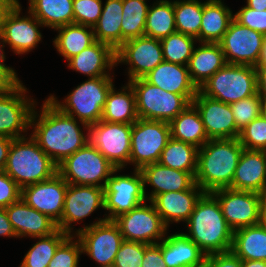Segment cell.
<instances>
[{
  "label": "cell",
  "mask_w": 266,
  "mask_h": 267,
  "mask_svg": "<svg viewBox=\"0 0 266 267\" xmlns=\"http://www.w3.org/2000/svg\"><path fill=\"white\" fill-rule=\"evenodd\" d=\"M203 95L231 104L258 93L253 66L226 63L199 89Z\"/></svg>",
  "instance_id": "cell-6"
},
{
  "label": "cell",
  "mask_w": 266,
  "mask_h": 267,
  "mask_svg": "<svg viewBox=\"0 0 266 267\" xmlns=\"http://www.w3.org/2000/svg\"><path fill=\"white\" fill-rule=\"evenodd\" d=\"M141 267H167L162 250L157 244L149 245L145 249Z\"/></svg>",
  "instance_id": "cell-52"
},
{
  "label": "cell",
  "mask_w": 266,
  "mask_h": 267,
  "mask_svg": "<svg viewBox=\"0 0 266 267\" xmlns=\"http://www.w3.org/2000/svg\"><path fill=\"white\" fill-rule=\"evenodd\" d=\"M231 189L266 193V151L243 149Z\"/></svg>",
  "instance_id": "cell-23"
},
{
  "label": "cell",
  "mask_w": 266,
  "mask_h": 267,
  "mask_svg": "<svg viewBox=\"0 0 266 267\" xmlns=\"http://www.w3.org/2000/svg\"><path fill=\"white\" fill-rule=\"evenodd\" d=\"M102 8L101 0H73L74 23L94 27Z\"/></svg>",
  "instance_id": "cell-47"
},
{
  "label": "cell",
  "mask_w": 266,
  "mask_h": 267,
  "mask_svg": "<svg viewBox=\"0 0 266 267\" xmlns=\"http://www.w3.org/2000/svg\"><path fill=\"white\" fill-rule=\"evenodd\" d=\"M260 224L266 231V200L264 199L262 209H261V218H260Z\"/></svg>",
  "instance_id": "cell-59"
},
{
  "label": "cell",
  "mask_w": 266,
  "mask_h": 267,
  "mask_svg": "<svg viewBox=\"0 0 266 267\" xmlns=\"http://www.w3.org/2000/svg\"><path fill=\"white\" fill-rule=\"evenodd\" d=\"M115 169L90 142L58 165V173L68 184L103 188Z\"/></svg>",
  "instance_id": "cell-8"
},
{
  "label": "cell",
  "mask_w": 266,
  "mask_h": 267,
  "mask_svg": "<svg viewBox=\"0 0 266 267\" xmlns=\"http://www.w3.org/2000/svg\"><path fill=\"white\" fill-rule=\"evenodd\" d=\"M233 18L239 24L266 36V10L256 11L245 6L233 15Z\"/></svg>",
  "instance_id": "cell-48"
},
{
  "label": "cell",
  "mask_w": 266,
  "mask_h": 267,
  "mask_svg": "<svg viewBox=\"0 0 266 267\" xmlns=\"http://www.w3.org/2000/svg\"><path fill=\"white\" fill-rule=\"evenodd\" d=\"M239 142L247 150L266 151V121L260 115L240 131Z\"/></svg>",
  "instance_id": "cell-44"
},
{
  "label": "cell",
  "mask_w": 266,
  "mask_h": 267,
  "mask_svg": "<svg viewBox=\"0 0 266 267\" xmlns=\"http://www.w3.org/2000/svg\"><path fill=\"white\" fill-rule=\"evenodd\" d=\"M68 183L57 172L51 178L21 189V199L33 209L49 216L58 223L61 220Z\"/></svg>",
  "instance_id": "cell-17"
},
{
  "label": "cell",
  "mask_w": 266,
  "mask_h": 267,
  "mask_svg": "<svg viewBox=\"0 0 266 267\" xmlns=\"http://www.w3.org/2000/svg\"><path fill=\"white\" fill-rule=\"evenodd\" d=\"M167 267H197L205 262L206 255L184 233H175L158 242Z\"/></svg>",
  "instance_id": "cell-27"
},
{
  "label": "cell",
  "mask_w": 266,
  "mask_h": 267,
  "mask_svg": "<svg viewBox=\"0 0 266 267\" xmlns=\"http://www.w3.org/2000/svg\"><path fill=\"white\" fill-rule=\"evenodd\" d=\"M152 85L164 91L180 95H196L197 87L192 83L188 66L161 62L143 77Z\"/></svg>",
  "instance_id": "cell-28"
},
{
  "label": "cell",
  "mask_w": 266,
  "mask_h": 267,
  "mask_svg": "<svg viewBox=\"0 0 266 267\" xmlns=\"http://www.w3.org/2000/svg\"><path fill=\"white\" fill-rule=\"evenodd\" d=\"M0 40H1V42H4L3 41V37H2V35H0ZM0 42V43H1ZM2 47H5V45H1L0 44V61H5V55L3 54L4 52H3V50L1 49Z\"/></svg>",
  "instance_id": "cell-62"
},
{
  "label": "cell",
  "mask_w": 266,
  "mask_h": 267,
  "mask_svg": "<svg viewBox=\"0 0 266 267\" xmlns=\"http://www.w3.org/2000/svg\"><path fill=\"white\" fill-rule=\"evenodd\" d=\"M257 64H266V38H265V41H264V45H263V47L261 49L260 56H259Z\"/></svg>",
  "instance_id": "cell-60"
},
{
  "label": "cell",
  "mask_w": 266,
  "mask_h": 267,
  "mask_svg": "<svg viewBox=\"0 0 266 267\" xmlns=\"http://www.w3.org/2000/svg\"><path fill=\"white\" fill-rule=\"evenodd\" d=\"M266 36L239 24L234 18L219 42L226 63L255 67Z\"/></svg>",
  "instance_id": "cell-15"
},
{
  "label": "cell",
  "mask_w": 266,
  "mask_h": 267,
  "mask_svg": "<svg viewBox=\"0 0 266 267\" xmlns=\"http://www.w3.org/2000/svg\"><path fill=\"white\" fill-rule=\"evenodd\" d=\"M243 149L238 138L209 139L198 150L195 183L205 193L231 188Z\"/></svg>",
  "instance_id": "cell-2"
},
{
  "label": "cell",
  "mask_w": 266,
  "mask_h": 267,
  "mask_svg": "<svg viewBox=\"0 0 266 267\" xmlns=\"http://www.w3.org/2000/svg\"><path fill=\"white\" fill-rule=\"evenodd\" d=\"M164 61L160 40L142 36L125 41L116 50V64H129V81L143 78Z\"/></svg>",
  "instance_id": "cell-16"
},
{
  "label": "cell",
  "mask_w": 266,
  "mask_h": 267,
  "mask_svg": "<svg viewBox=\"0 0 266 267\" xmlns=\"http://www.w3.org/2000/svg\"><path fill=\"white\" fill-rule=\"evenodd\" d=\"M36 114L33 108L30 127L35 125V130L31 137L57 165L89 142V134L84 136L76 118L62 112L49 98L43 103L38 122Z\"/></svg>",
  "instance_id": "cell-1"
},
{
  "label": "cell",
  "mask_w": 266,
  "mask_h": 267,
  "mask_svg": "<svg viewBox=\"0 0 266 267\" xmlns=\"http://www.w3.org/2000/svg\"><path fill=\"white\" fill-rule=\"evenodd\" d=\"M235 125L239 131L261 115L262 99L259 94L230 104Z\"/></svg>",
  "instance_id": "cell-43"
},
{
  "label": "cell",
  "mask_w": 266,
  "mask_h": 267,
  "mask_svg": "<svg viewBox=\"0 0 266 267\" xmlns=\"http://www.w3.org/2000/svg\"><path fill=\"white\" fill-rule=\"evenodd\" d=\"M205 263L209 267H242V261L231 251L208 255Z\"/></svg>",
  "instance_id": "cell-50"
},
{
  "label": "cell",
  "mask_w": 266,
  "mask_h": 267,
  "mask_svg": "<svg viewBox=\"0 0 266 267\" xmlns=\"http://www.w3.org/2000/svg\"><path fill=\"white\" fill-rule=\"evenodd\" d=\"M149 244L123 241L115 256L114 267H141L145 249Z\"/></svg>",
  "instance_id": "cell-46"
},
{
  "label": "cell",
  "mask_w": 266,
  "mask_h": 267,
  "mask_svg": "<svg viewBox=\"0 0 266 267\" xmlns=\"http://www.w3.org/2000/svg\"><path fill=\"white\" fill-rule=\"evenodd\" d=\"M21 7L17 2L4 19L2 37L14 53L24 54L37 46L42 35L38 30L43 24L30 12V17H20Z\"/></svg>",
  "instance_id": "cell-21"
},
{
  "label": "cell",
  "mask_w": 266,
  "mask_h": 267,
  "mask_svg": "<svg viewBox=\"0 0 266 267\" xmlns=\"http://www.w3.org/2000/svg\"><path fill=\"white\" fill-rule=\"evenodd\" d=\"M5 210L17 237H45L58 230L55 221L27 205L21 198Z\"/></svg>",
  "instance_id": "cell-22"
},
{
  "label": "cell",
  "mask_w": 266,
  "mask_h": 267,
  "mask_svg": "<svg viewBox=\"0 0 266 267\" xmlns=\"http://www.w3.org/2000/svg\"><path fill=\"white\" fill-rule=\"evenodd\" d=\"M191 103L198 110L209 139L239 137L230 104L209 98L199 90Z\"/></svg>",
  "instance_id": "cell-20"
},
{
  "label": "cell",
  "mask_w": 266,
  "mask_h": 267,
  "mask_svg": "<svg viewBox=\"0 0 266 267\" xmlns=\"http://www.w3.org/2000/svg\"><path fill=\"white\" fill-rule=\"evenodd\" d=\"M68 236V233L58 229L51 235L38 237L39 241L24 256L20 267H48L57 248Z\"/></svg>",
  "instance_id": "cell-41"
},
{
  "label": "cell",
  "mask_w": 266,
  "mask_h": 267,
  "mask_svg": "<svg viewBox=\"0 0 266 267\" xmlns=\"http://www.w3.org/2000/svg\"><path fill=\"white\" fill-rule=\"evenodd\" d=\"M204 193L195 183L189 190L161 193L151 202L168 227L170 221L176 223L179 221L187 222L193 213L197 201Z\"/></svg>",
  "instance_id": "cell-25"
},
{
  "label": "cell",
  "mask_w": 266,
  "mask_h": 267,
  "mask_svg": "<svg viewBox=\"0 0 266 267\" xmlns=\"http://www.w3.org/2000/svg\"><path fill=\"white\" fill-rule=\"evenodd\" d=\"M202 44L201 47L193 49L187 65L190 79L197 89L226 64L219 43Z\"/></svg>",
  "instance_id": "cell-29"
},
{
  "label": "cell",
  "mask_w": 266,
  "mask_h": 267,
  "mask_svg": "<svg viewBox=\"0 0 266 267\" xmlns=\"http://www.w3.org/2000/svg\"><path fill=\"white\" fill-rule=\"evenodd\" d=\"M174 32H176V24L173 2L160 0L155 6L149 7L145 36L161 40Z\"/></svg>",
  "instance_id": "cell-38"
},
{
  "label": "cell",
  "mask_w": 266,
  "mask_h": 267,
  "mask_svg": "<svg viewBox=\"0 0 266 267\" xmlns=\"http://www.w3.org/2000/svg\"><path fill=\"white\" fill-rule=\"evenodd\" d=\"M88 28L91 30H87ZM56 29L59 34L53 41L54 46L59 54L67 60L76 56L96 41L93 27L90 26L73 23Z\"/></svg>",
  "instance_id": "cell-36"
},
{
  "label": "cell",
  "mask_w": 266,
  "mask_h": 267,
  "mask_svg": "<svg viewBox=\"0 0 266 267\" xmlns=\"http://www.w3.org/2000/svg\"><path fill=\"white\" fill-rule=\"evenodd\" d=\"M261 116L266 121V99L262 100Z\"/></svg>",
  "instance_id": "cell-61"
},
{
  "label": "cell",
  "mask_w": 266,
  "mask_h": 267,
  "mask_svg": "<svg viewBox=\"0 0 266 267\" xmlns=\"http://www.w3.org/2000/svg\"><path fill=\"white\" fill-rule=\"evenodd\" d=\"M122 4L121 45L127 40L145 36L149 9L145 0H122Z\"/></svg>",
  "instance_id": "cell-39"
},
{
  "label": "cell",
  "mask_w": 266,
  "mask_h": 267,
  "mask_svg": "<svg viewBox=\"0 0 266 267\" xmlns=\"http://www.w3.org/2000/svg\"><path fill=\"white\" fill-rule=\"evenodd\" d=\"M17 2L18 0H0V35H2L6 15Z\"/></svg>",
  "instance_id": "cell-56"
},
{
  "label": "cell",
  "mask_w": 266,
  "mask_h": 267,
  "mask_svg": "<svg viewBox=\"0 0 266 267\" xmlns=\"http://www.w3.org/2000/svg\"><path fill=\"white\" fill-rule=\"evenodd\" d=\"M136 95L138 118L170 123L195 98L164 91L144 78L129 81Z\"/></svg>",
  "instance_id": "cell-7"
},
{
  "label": "cell",
  "mask_w": 266,
  "mask_h": 267,
  "mask_svg": "<svg viewBox=\"0 0 266 267\" xmlns=\"http://www.w3.org/2000/svg\"><path fill=\"white\" fill-rule=\"evenodd\" d=\"M29 12L44 26L54 28L74 23L73 0H29Z\"/></svg>",
  "instance_id": "cell-35"
},
{
  "label": "cell",
  "mask_w": 266,
  "mask_h": 267,
  "mask_svg": "<svg viewBox=\"0 0 266 267\" xmlns=\"http://www.w3.org/2000/svg\"><path fill=\"white\" fill-rule=\"evenodd\" d=\"M89 142L115 167L130 161L132 124L100 120L88 127Z\"/></svg>",
  "instance_id": "cell-12"
},
{
  "label": "cell",
  "mask_w": 266,
  "mask_h": 267,
  "mask_svg": "<svg viewBox=\"0 0 266 267\" xmlns=\"http://www.w3.org/2000/svg\"><path fill=\"white\" fill-rule=\"evenodd\" d=\"M82 246L90 258L100 266H112L124 241L118 225L113 220L100 219L90 226L76 231Z\"/></svg>",
  "instance_id": "cell-13"
},
{
  "label": "cell",
  "mask_w": 266,
  "mask_h": 267,
  "mask_svg": "<svg viewBox=\"0 0 266 267\" xmlns=\"http://www.w3.org/2000/svg\"><path fill=\"white\" fill-rule=\"evenodd\" d=\"M121 168H116L104 186V210L110 214L107 220H114L119 215L145 203L148 196L144 193L143 176L140 170H134V176L115 175Z\"/></svg>",
  "instance_id": "cell-10"
},
{
  "label": "cell",
  "mask_w": 266,
  "mask_h": 267,
  "mask_svg": "<svg viewBox=\"0 0 266 267\" xmlns=\"http://www.w3.org/2000/svg\"><path fill=\"white\" fill-rule=\"evenodd\" d=\"M115 65L116 51L108 44L97 40L68 60V67L90 78L110 76L105 70L112 69Z\"/></svg>",
  "instance_id": "cell-26"
},
{
  "label": "cell",
  "mask_w": 266,
  "mask_h": 267,
  "mask_svg": "<svg viewBox=\"0 0 266 267\" xmlns=\"http://www.w3.org/2000/svg\"><path fill=\"white\" fill-rule=\"evenodd\" d=\"M99 207L104 209L103 187L68 184L58 229L71 235V223L82 220Z\"/></svg>",
  "instance_id": "cell-19"
},
{
  "label": "cell",
  "mask_w": 266,
  "mask_h": 267,
  "mask_svg": "<svg viewBox=\"0 0 266 267\" xmlns=\"http://www.w3.org/2000/svg\"><path fill=\"white\" fill-rule=\"evenodd\" d=\"M170 138L169 123L138 118L132 124L129 163H134L135 169L140 170L145 165L158 162Z\"/></svg>",
  "instance_id": "cell-9"
},
{
  "label": "cell",
  "mask_w": 266,
  "mask_h": 267,
  "mask_svg": "<svg viewBox=\"0 0 266 267\" xmlns=\"http://www.w3.org/2000/svg\"><path fill=\"white\" fill-rule=\"evenodd\" d=\"M232 20V11L224 6L221 0L204 2L200 33L196 39L201 44L219 43Z\"/></svg>",
  "instance_id": "cell-30"
},
{
  "label": "cell",
  "mask_w": 266,
  "mask_h": 267,
  "mask_svg": "<svg viewBox=\"0 0 266 267\" xmlns=\"http://www.w3.org/2000/svg\"><path fill=\"white\" fill-rule=\"evenodd\" d=\"M231 252L241 261H266V231L261 224L234 231Z\"/></svg>",
  "instance_id": "cell-33"
},
{
  "label": "cell",
  "mask_w": 266,
  "mask_h": 267,
  "mask_svg": "<svg viewBox=\"0 0 266 267\" xmlns=\"http://www.w3.org/2000/svg\"><path fill=\"white\" fill-rule=\"evenodd\" d=\"M140 172L143 176L145 196L146 183L155 188L147 198L150 202L161 193L189 190L195 184L196 172L175 170L159 162L143 166Z\"/></svg>",
  "instance_id": "cell-24"
},
{
  "label": "cell",
  "mask_w": 266,
  "mask_h": 267,
  "mask_svg": "<svg viewBox=\"0 0 266 267\" xmlns=\"http://www.w3.org/2000/svg\"><path fill=\"white\" fill-rule=\"evenodd\" d=\"M171 138L201 148L208 140L204 124L196 107L190 103L170 123Z\"/></svg>",
  "instance_id": "cell-31"
},
{
  "label": "cell",
  "mask_w": 266,
  "mask_h": 267,
  "mask_svg": "<svg viewBox=\"0 0 266 267\" xmlns=\"http://www.w3.org/2000/svg\"><path fill=\"white\" fill-rule=\"evenodd\" d=\"M247 7L256 11L266 10V0H247Z\"/></svg>",
  "instance_id": "cell-57"
},
{
  "label": "cell",
  "mask_w": 266,
  "mask_h": 267,
  "mask_svg": "<svg viewBox=\"0 0 266 267\" xmlns=\"http://www.w3.org/2000/svg\"><path fill=\"white\" fill-rule=\"evenodd\" d=\"M113 221L118 225L123 240L149 245L157 244L156 239H164L168 228L152 202L151 205L142 203Z\"/></svg>",
  "instance_id": "cell-14"
},
{
  "label": "cell",
  "mask_w": 266,
  "mask_h": 267,
  "mask_svg": "<svg viewBox=\"0 0 266 267\" xmlns=\"http://www.w3.org/2000/svg\"><path fill=\"white\" fill-rule=\"evenodd\" d=\"M12 138L0 136V171L5 169Z\"/></svg>",
  "instance_id": "cell-55"
},
{
  "label": "cell",
  "mask_w": 266,
  "mask_h": 267,
  "mask_svg": "<svg viewBox=\"0 0 266 267\" xmlns=\"http://www.w3.org/2000/svg\"><path fill=\"white\" fill-rule=\"evenodd\" d=\"M176 32L197 38L200 33L203 3L198 0L174 1Z\"/></svg>",
  "instance_id": "cell-40"
},
{
  "label": "cell",
  "mask_w": 266,
  "mask_h": 267,
  "mask_svg": "<svg viewBox=\"0 0 266 267\" xmlns=\"http://www.w3.org/2000/svg\"><path fill=\"white\" fill-rule=\"evenodd\" d=\"M122 0H107L98 22L93 27L95 39L115 51L121 46Z\"/></svg>",
  "instance_id": "cell-34"
},
{
  "label": "cell",
  "mask_w": 266,
  "mask_h": 267,
  "mask_svg": "<svg viewBox=\"0 0 266 267\" xmlns=\"http://www.w3.org/2000/svg\"><path fill=\"white\" fill-rule=\"evenodd\" d=\"M110 76L89 78L77 86L61 104L50 95L49 99L62 112L81 121L86 129L101 120L109 91L114 86ZM75 114V115H74Z\"/></svg>",
  "instance_id": "cell-5"
},
{
  "label": "cell",
  "mask_w": 266,
  "mask_h": 267,
  "mask_svg": "<svg viewBox=\"0 0 266 267\" xmlns=\"http://www.w3.org/2000/svg\"><path fill=\"white\" fill-rule=\"evenodd\" d=\"M257 75V91L262 100L266 99V64L255 66Z\"/></svg>",
  "instance_id": "cell-53"
},
{
  "label": "cell",
  "mask_w": 266,
  "mask_h": 267,
  "mask_svg": "<svg viewBox=\"0 0 266 267\" xmlns=\"http://www.w3.org/2000/svg\"><path fill=\"white\" fill-rule=\"evenodd\" d=\"M20 83L21 81L18 79L16 72L4 65L3 61H0V94L13 90Z\"/></svg>",
  "instance_id": "cell-51"
},
{
  "label": "cell",
  "mask_w": 266,
  "mask_h": 267,
  "mask_svg": "<svg viewBox=\"0 0 266 267\" xmlns=\"http://www.w3.org/2000/svg\"><path fill=\"white\" fill-rule=\"evenodd\" d=\"M23 93H26V88L20 83L13 90L0 94V136L12 139L25 137L20 132L30 127L35 103L29 102Z\"/></svg>",
  "instance_id": "cell-18"
},
{
  "label": "cell",
  "mask_w": 266,
  "mask_h": 267,
  "mask_svg": "<svg viewBox=\"0 0 266 267\" xmlns=\"http://www.w3.org/2000/svg\"><path fill=\"white\" fill-rule=\"evenodd\" d=\"M0 236L17 237L5 208H0Z\"/></svg>",
  "instance_id": "cell-54"
},
{
  "label": "cell",
  "mask_w": 266,
  "mask_h": 267,
  "mask_svg": "<svg viewBox=\"0 0 266 267\" xmlns=\"http://www.w3.org/2000/svg\"><path fill=\"white\" fill-rule=\"evenodd\" d=\"M196 38L174 32L160 40L164 61L187 66L194 49Z\"/></svg>",
  "instance_id": "cell-42"
},
{
  "label": "cell",
  "mask_w": 266,
  "mask_h": 267,
  "mask_svg": "<svg viewBox=\"0 0 266 267\" xmlns=\"http://www.w3.org/2000/svg\"><path fill=\"white\" fill-rule=\"evenodd\" d=\"M233 231L260 223L264 195L253 191L224 188L211 193Z\"/></svg>",
  "instance_id": "cell-11"
},
{
  "label": "cell",
  "mask_w": 266,
  "mask_h": 267,
  "mask_svg": "<svg viewBox=\"0 0 266 267\" xmlns=\"http://www.w3.org/2000/svg\"><path fill=\"white\" fill-rule=\"evenodd\" d=\"M197 267H209V266L204 262L202 265L197 266Z\"/></svg>",
  "instance_id": "cell-63"
},
{
  "label": "cell",
  "mask_w": 266,
  "mask_h": 267,
  "mask_svg": "<svg viewBox=\"0 0 266 267\" xmlns=\"http://www.w3.org/2000/svg\"><path fill=\"white\" fill-rule=\"evenodd\" d=\"M242 267H266V261L261 260H243Z\"/></svg>",
  "instance_id": "cell-58"
},
{
  "label": "cell",
  "mask_w": 266,
  "mask_h": 267,
  "mask_svg": "<svg viewBox=\"0 0 266 267\" xmlns=\"http://www.w3.org/2000/svg\"><path fill=\"white\" fill-rule=\"evenodd\" d=\"M198 149L192 144L170 138L158 162L175 170L196 172Z\"/></svg>",
  "instance_id": "cell-37"
},
{
  "label": "cell",
  "mask_w": 266,
  "mask_h": 267,
  "mask_svg": "<svg viewBox=\"0 0 266 267\" xmlns=\"http://www.w3.org/2000/svg\"><path fill=\"white\" fill-rule=\"evenodd\" d=\"M13 139L4 171L22 189L43 182L58 172V165L30 136Z\"/></svg>",
  "instance_id": "cell-4"
},
{
  "label": "cell",
  "mask_w": 266,
  "mask_h": 267,
  "mask_svg": "<svg viewBox=\"0 0 266 267\" xmlns=\"http://www.w3.org/2000/svg\"><path fill=\"white\" fill-rule=\"evenodd\" d=\"M137 119L136 95L131 84L128 82L127 86H124L120 92H115L113 86L108 93L101 120L111 123L133 124Z\"/></svg>",
  "instance_id": "cell-32"
},
{
  "label": "cell",
  "mask_w": 266,
  "mask_h": 267,
  "mask_svg": "<svg viewBox=\"0 0 266 267\" xmlns=\"http://www.w3.org/2000/svg\"><path fill=\"white\" fill-rule=\"evenodd\" d=\"M189 234L184 233L206 255L231 251L233 230L225 220L218 200L204 193L187 221Z\"/></svg>",
  "instance_id": "cell-3"
},
{
  "label": "cell",
  "mask_w": 266,
  "mask_h": 267,
  "mask_svg": "<svg viewBox=\"0 0 266 267\" xmlns=\"http://www.w3.org/2000/svg\"><path fill=\"white\" fill-rule=\"evenodd\" d=\"M21 198V188L4 171H0V208H6Z\"/></svg>",
  "instance_id": "cell-49"
},
{
  "label": "cell",
  "mask_w": 266,
  "mask_h": 267,
  "mask_svg": "<svg viewBox=\"0 0 266 267\" xmlns=\"http://www.w3.org/2000/svg\"><path fill=\"white\" fill-rule=\"evenodd\" d=\"M73 237L74 236L69 235L59 245L48 267H78L82 246L79 239L73 242Z\"/></svg>",
  "instance_id": "cell-45"
}]
</instances>
